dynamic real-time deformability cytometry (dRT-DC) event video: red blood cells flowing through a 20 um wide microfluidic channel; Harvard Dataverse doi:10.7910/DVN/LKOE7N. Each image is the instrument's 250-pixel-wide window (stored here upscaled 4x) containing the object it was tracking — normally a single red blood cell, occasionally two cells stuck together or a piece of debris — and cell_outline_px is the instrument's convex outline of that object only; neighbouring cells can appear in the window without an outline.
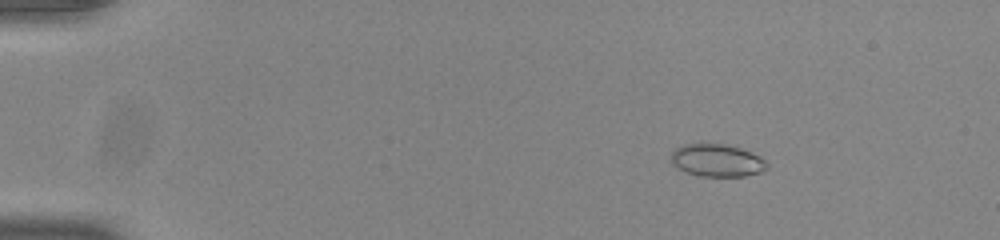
{"species": "common noctule bat (a hibernating species)", "species_latin": "Nyctalus noctula", "temperature_condition": "room temperature", "stored_images_in_passage": 46, "camera_frame_rate_fps": 3000, "um_per_image_px": 0.085, "animal": {"sex": "male", "body_mass_g": 20.0, "forearm_length_mm": 53.3}, "frame": {"image": 1, "passage_image": 1, "time_ms": 0.0, "image_size_px": [1000, 240], "cell_outline_px": [[768, 168], [760, 172], [744, 176], [700, 176], [688, 172], [672, 164], [672, 152], [676, 148], [684, 144], [700, 140], [724, 144], [740, 148], [752, 152], [760, 156], [768, 164]], "centroid_in_image_um": [60.94, 13.58], "position_along_channel_um": 24.1, "area_um2": 18.55}}
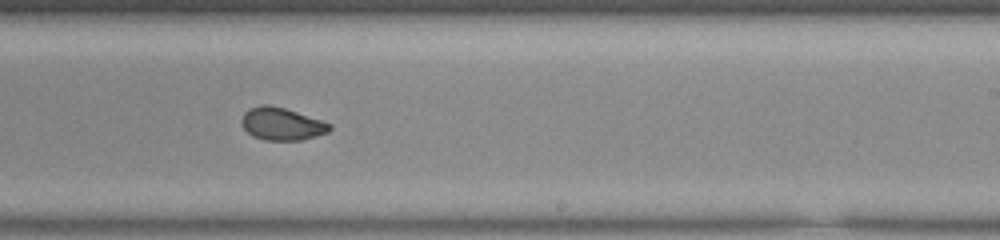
{"frame": {"image": 2, "passage_image": 27, "time_ms": 8.667, "image_size_px": [1000, 240], "cell_outline_px": [[332, 128], [328, 132], [300, 140], [264, 140], [252, 136], [244, 128], [240, 120], [244, 112], [248, 108], [260, 104], [268, 104], [284, 108], [332, 124]], "centroid_in_image_um": [23.9, 10.52], "position_along_channel_um": 265.1, "area_um2": 16.65}}
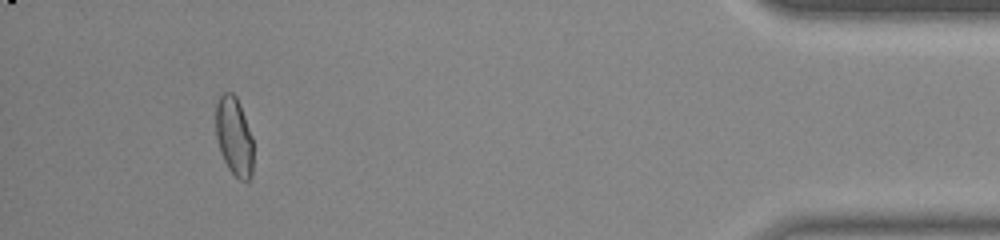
{"frame": {"image": 3, "passage_image": 43, "time_ms": 14.0, "image_size_px": [1000, 240], "cell_outline_px": [[252, 172], [248, 180], [240, 180], [228, 168], [220, 152], [216, 136], [216, 104], [220, 96], [224, 92], [232, 92], [236, 96], [240, 104], [252, 136]], "centroid_in_image_um": [19.89, 11.57], "position_along_channel_um": 415.3, "area_um2": 17.05}, "authors_computed_cell_mechanics": {"area_um2": 17.1377, "velocity_mm_per_s": 3.8878, "shape_relaxation_time_tau1_ms": null, "shape_relaxation_time_tau2_ms": 1.3254, "deformation_change_tau1": null, "deformation_change_tau2": 0.0445}}